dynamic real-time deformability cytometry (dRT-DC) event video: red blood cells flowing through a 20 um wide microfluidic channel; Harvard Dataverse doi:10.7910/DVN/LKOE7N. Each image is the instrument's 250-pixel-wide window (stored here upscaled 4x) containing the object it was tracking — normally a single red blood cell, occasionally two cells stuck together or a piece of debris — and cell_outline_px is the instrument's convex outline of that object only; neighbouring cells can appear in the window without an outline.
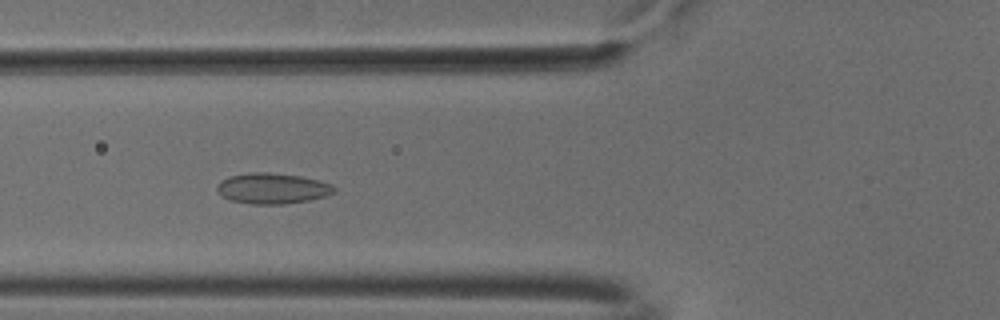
{"species": "common noctule bat (a hibernating species)", "species_latin": "Nyctalus noctula", "temperature_condition": "cold", "stored_images_in_passage": 53, "camera_frame_rate_fps": 3000, "um_per_image_px": 0.085, "animal": {"sex": "male", "body_mass_g": 18.8}, "frame": {"image": 1, "passage_image": 20, "time_ms": 6.333, "image_size_px": [1000, 320], "cell_outline_px": [[336, 192], [324, 196], [308, 200], [284, 204], [252, 204], [232, 200], [224, 196], [216, 188], [216, 184], [228, 176], [252, 172], [268, 172], [300, 176], [332, 184], [336, 188]], "centroid_in_image_um": [23.16, 16.01], "position_along_channel_um": 102.6, "area_um2": 20.75}}
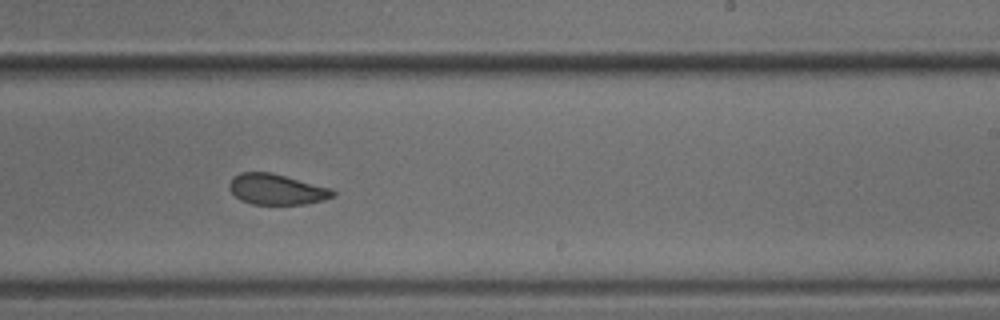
{"frame": {"image": 2, "passage_image": 33, "time_ms": 10.667, "image_size_px": [1000, 320], "cell_outline_px": [[336, 196], [324, 200], [304, 204], [252, 204], [240, 200], [228, 188], [228, 184], [232, 176], [240, 172], [272, 172], [332, 188], [336, 192]], "centroid_in_image_um": [23.52, 16.08], "position_along_channel_um": 265.5, "area_um2": 18.79}}
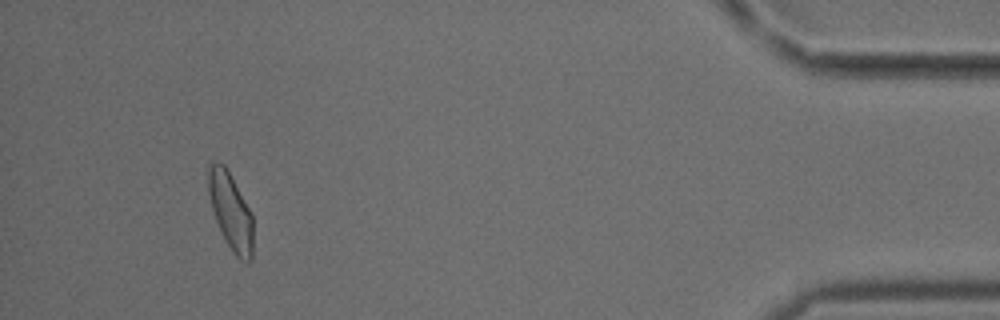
{"frame": {"image": 3, "passage_image": 50, "time_ms": 16.333, "image_size_px": [1000, 320], "cell_outline_px": [[252, 260], [248, 264], [240, 260], [232, 252], [216, 220], [212, 208], [208, 192], [208, 164], [216, 160], [224, 164], [252, 212]], "centroid_in_image_um": [19.61, 17.95], "position_along_channel_um": 415.6, "area_um2": 20.0}, "authors_computed_cell_mechanics": {"area_um2": 20.1722, "velocity_mm_per_s": 3.7567, "shape_relaxation_time_tau1_ms": null, "shape_relaxation_time_tau2_ms": 2.1832, "deformation_change_tau1": null, "deformation_change_tau2": 0.0724}}